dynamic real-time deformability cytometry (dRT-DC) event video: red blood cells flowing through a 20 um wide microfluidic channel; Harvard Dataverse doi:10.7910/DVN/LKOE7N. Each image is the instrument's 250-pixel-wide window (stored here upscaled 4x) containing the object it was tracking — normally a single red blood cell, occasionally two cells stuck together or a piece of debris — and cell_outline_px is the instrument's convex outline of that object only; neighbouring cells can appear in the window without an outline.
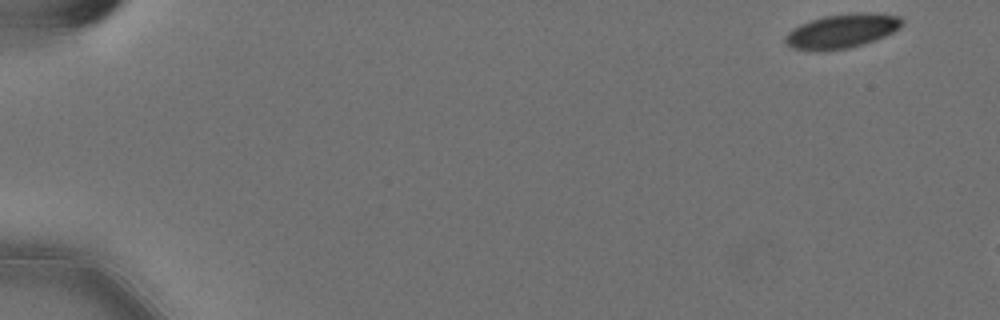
{"species": "Egyptian fruit bat (a non-hibernating species)", "species_latin": "Rousettus aegyptiacus", "temperature_condition": "cold", "stored_images_in_passage": 7, "camera_frame_rate_fps": 3000, "um_per_image_px": 0.085, "animal": {"sex": "female"}, "frame": {"image": 1, "passage_image": 1, "time_ms": 0.0, "image_size_px": [1000, 320], "cell_outline_px": [[904, 24], [900, 28], [876, 40], [848, 48], [824, 52], [812, 52], [792, 48], [784, 40], [788, 32], [792, 28], [800, 24], [824, 16], [852, 12], [868, 12], [900, 16], [904, 20]], "centroid_in_image_um": [71.56, 2.65], "position_along_channel_um": 13.4, "area_um2": 23.64}}